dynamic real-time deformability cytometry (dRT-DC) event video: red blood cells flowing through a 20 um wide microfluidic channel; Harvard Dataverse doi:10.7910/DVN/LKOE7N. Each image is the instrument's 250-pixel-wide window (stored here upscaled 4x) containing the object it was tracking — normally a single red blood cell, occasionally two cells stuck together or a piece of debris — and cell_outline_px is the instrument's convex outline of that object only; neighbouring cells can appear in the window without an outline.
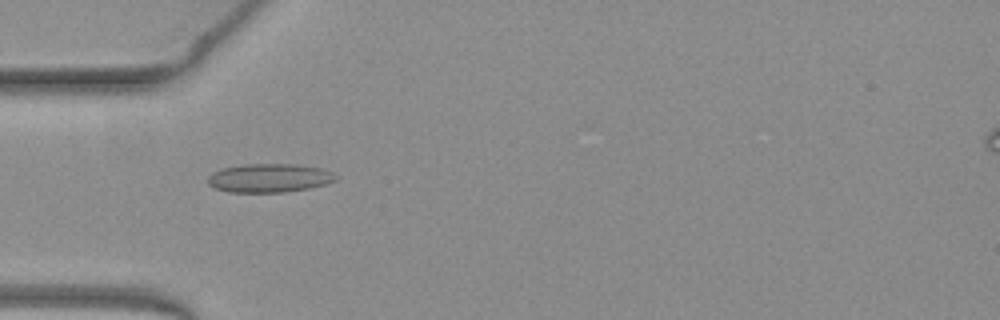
{"species": "common noctule bat (a hibernating species)", "species_latin": "Nyctalus noctula", "temperature_condition": "warm", "stored_images_in_passage": 35, "camera_frame_rate_fps": 3000, "um_per_image_px": 0.085, "animal": {"sex": "female", "body_mass_g": 19.3, "forearm_length_mm": 54.1}, "frame": {"image": 1, "passage_image": 9, "time_ms": 2.667, "image_size_px": [1000, 320], "cell_outline_px": [[336, 180], [324, 184], [308, 188], [284, 192], [228, 192], [216, 188], [208, 184], [208, 176], [212, 172], [224, 168], [244, 164], [296, 164], [320, 168], [332, 172], [336, 176]], "centroid_in_image_um": [22.87, 15.13], "position_along_channel_um": 62.1, "area_um2": 21.21}}
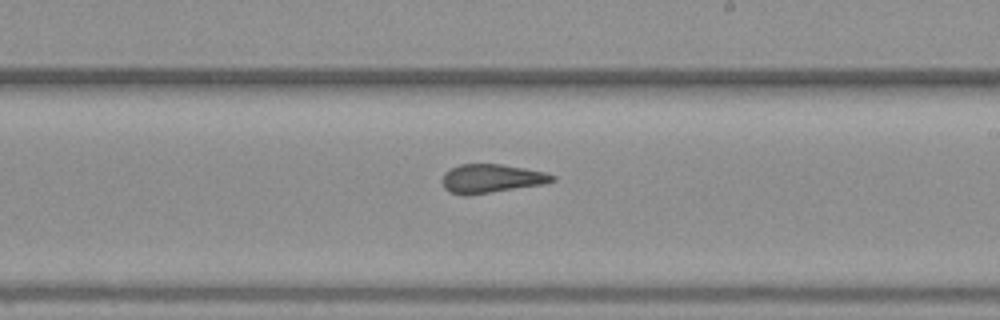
{"frame": {"image": 2, "passage_image": 23, "time_ms": 7.333, "image_size_px": [1000, 320], "cell_outline_px": [[556, 180], [548, 184], [468, 196], [464, 196], [448, 192], [444, 188], [440, 180], [444, 172], [460, 164], [500, 164], [544, 172], [556, 176]], "centroid_in_image_um": [41.75, 15.2], "position_along_channel_um": 247.3, "area_um2": 18.84}}
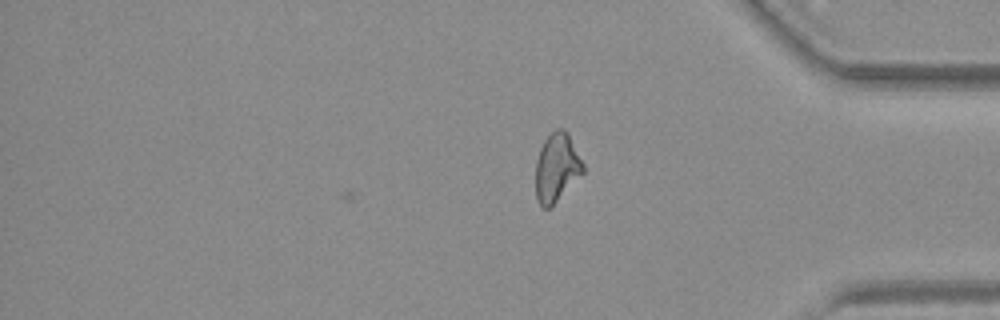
{"frame": {"image": 3, "passage_image": 35, "time_ms": 11.333, "image_size_px": [1000, 320], "cell_outline_px": [[584, 172], [548, 208], [544, 208], [536, 200], [536, 160], [540, 148], [544, 140], [556, 128], [564, 128], [568, 132], [584, 164]], "centroid_in_image_um": [47.32, 14.19], "position_along_channel_um": 387.9, "area_um2": 18.73}, "authors_computed_cell_mechanics": {"area_um2": 18.8428, "velocity_mm_per_s": 3.9875, "shape_relaxation_time_tau1_ms": null, "shape_relaxation_time_tau2_ms": 1.1222, "deformation_change_tau1": null, "deformation_change_tau2": 0.0814}}